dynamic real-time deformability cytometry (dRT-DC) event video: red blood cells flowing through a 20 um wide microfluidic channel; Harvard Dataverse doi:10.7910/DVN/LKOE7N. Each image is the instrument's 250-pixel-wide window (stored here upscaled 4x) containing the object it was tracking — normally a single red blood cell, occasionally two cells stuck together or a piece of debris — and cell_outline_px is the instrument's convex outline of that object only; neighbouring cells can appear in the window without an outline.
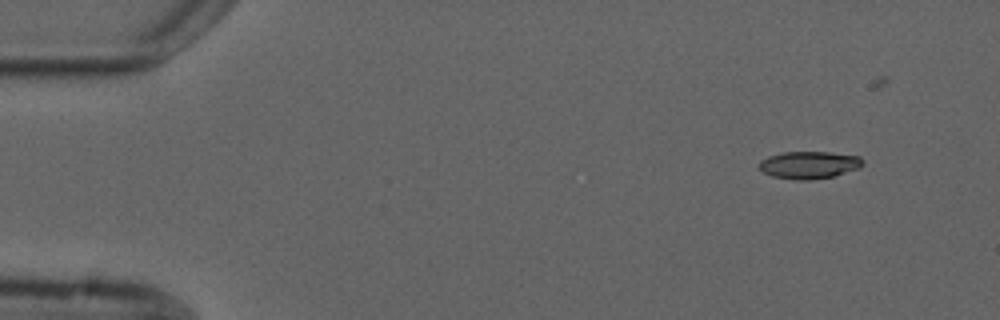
{"species": "common noctule bat (a hibernating species)", "species_latin": "Nyctalus noctula", "temperature_condition": "cold", "stored_images_in_passage": 5, "camera_frame_rate_fps": 3000, "um_per_image_px": 0.085, "animal": {"sex": "male", "forearm_length_mm": 52.5}, "frame": {"image": 1, "passage_image": 1, "time_ms": 0.0, "image_size_px": [1000, 320], "cell_outline_px": [[864, 164], [860, 168], [832, 176], [812, 180], [796, 180], [772, 176], [764, 172], [760, 168], [760, 160], [768, 156], [784, 152], [828, 152], [860, 156], [864, 160]], "centroid_in_image_um": [68.8, 14.02], "position_along_channel_um": 16.2, "area_um2": 16.53}}
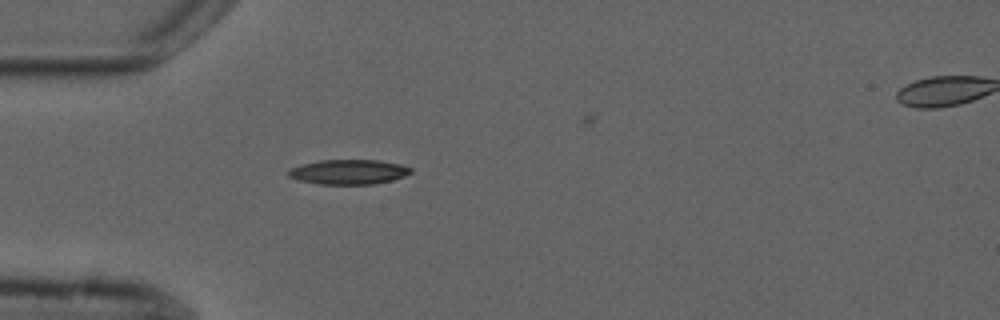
{"frame": {"image": 2, "passage_image": 4, "time_ms": 3.667, "image_size_px": [1000, 320], "cell_outline_px": [[412, 172], [404, 176], [392, 180], [376, 184], [320, 184], [296, 180], [288, 176], [288, 168], [300, 164], [320, 160], [380, 160], [400, 164], [412, 168]], "centroid_in_image_um": [29.6, 14.61], "position_along_channel_um": 55.4, "area_um2": 17.86}}